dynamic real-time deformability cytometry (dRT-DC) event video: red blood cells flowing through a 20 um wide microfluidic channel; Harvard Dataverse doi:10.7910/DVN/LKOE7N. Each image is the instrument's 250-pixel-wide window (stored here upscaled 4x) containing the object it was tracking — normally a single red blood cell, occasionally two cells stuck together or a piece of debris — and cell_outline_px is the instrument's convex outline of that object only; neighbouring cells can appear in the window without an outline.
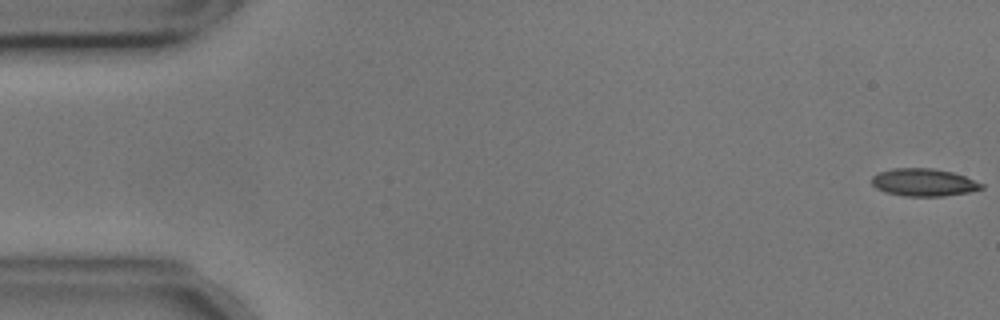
{"species": "common noctule bat (a hibernating species)", "species_latin": "Nyctalus noctula", "temperature_condition": "cold", "stored_images_in_passage": 56, "camera_frame_rate_fps": 3000, "um_per_image_px": 0.085, "animal": {"sex": "male", "body_mass_g": 17.9, "forearm_length_mm": 54.2}, "frame": {"image": 1, "passage_image": 1, "time_ms": 0.0, "image_size_px": [1000, 320], "cell_outline_px": [[984, 188], [968, 192], [944, 196], [904, 196], [888, 192], [876, 188], [872, 184], [872, 176], [880, 172], [892, 168], [932, 168], [952, 172], [964, 176], [984, 184]], "centroid_in_image_um": [78.52, 15.5], "position_along_channel_um": 6.5, "area_um2": 17.51}}
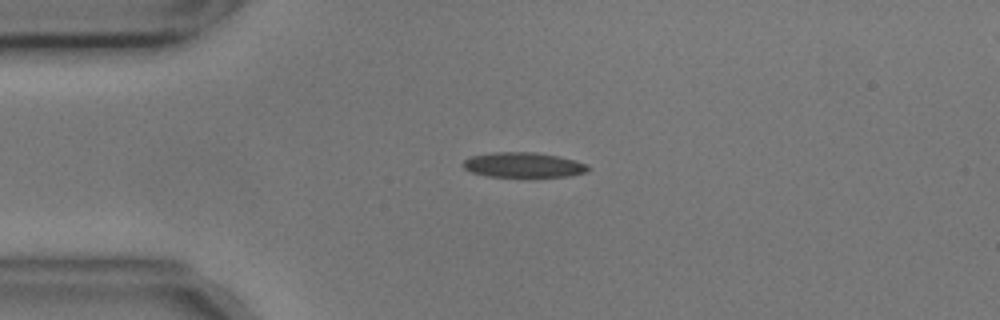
{"frame": {"image": 2, "passage_image": 13, "time_ms": 4.0, "image_size_px": [1000, 320], "cell_outline_px": [[592, 168], [588, 172], [568, 176], [488, 176], [472, 172], [464, 168], [460, 164], [464, 160], [472, 156], [492, 152], [536, 152], [576, 160]], "centroid_in_image_um": [44.48, 14.01], "position_along_channel_um": 40.5, "area_um2": 18.09}}
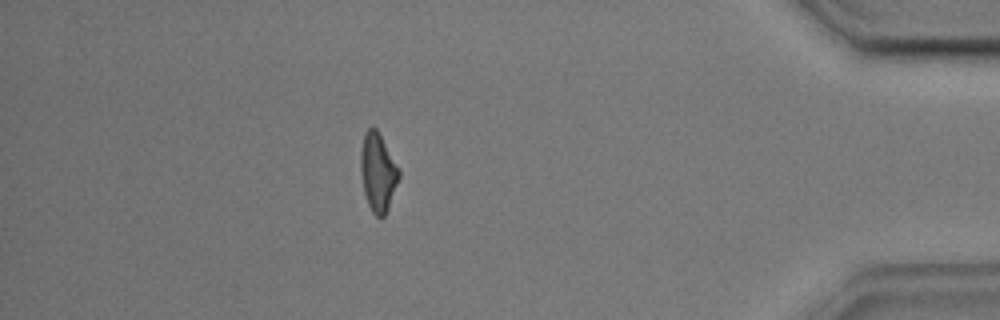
{"frame": {"image": 3, "passage_image": 49, "time_ms": 16.0, "image_size_px": [1000, 320], "cell_outline_px": [[400, 176], [388, 208], [384, 216], [380, 220], [372, 212], [368, 204], [364, 192], [360, 172], [360, 152], [364, 132], [368, 128], [376, 128], [400, 168]], "centroid_in_image_um": [32.12, 14.64], "position_along_channel_um": 403.1, "area_um2": 17.63}, "authors_computed_cell_mechanics": {"area_um2": 18.0914, "velocity_mm_per_s": 3.5808, "shape_relaxation_time_tau1_ms": 4.2629, "shape_relaxation_time_tau2_ms": 2.553, "deformation_change_tau1": 0.1229, "deformation_change_tau2": 0.1104}}